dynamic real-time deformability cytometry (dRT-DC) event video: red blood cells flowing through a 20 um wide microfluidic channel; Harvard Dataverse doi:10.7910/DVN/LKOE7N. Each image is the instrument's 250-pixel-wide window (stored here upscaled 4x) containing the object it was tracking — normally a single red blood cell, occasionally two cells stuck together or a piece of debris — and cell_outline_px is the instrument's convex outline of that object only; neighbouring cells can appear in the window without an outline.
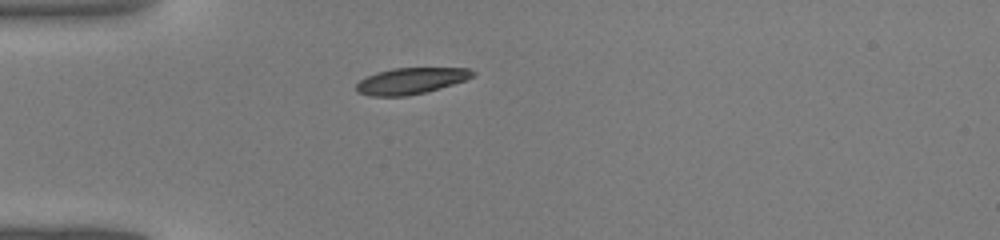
{"species": "common noctule bat (a hibernating species)", "species_latin": "Nyctalus noctula", "temperature_condition": "warm", "stored_images_in_passage": 32, "camera_frame_rate_fps": 3000, "um_per_image_px": 0.085, "animal": {"sex": "male", "body_mass_g": 19.0, "forearm_length_mm": 50.8}, "frame": {"image": 1, "passage_image": 1, "time_ms": 0.0, "image_size_px": [1000, 240], "cell_outline_px": [[476, 72], [472, 76], [464, 80], [440, 88], [408, 96], [368, 96], [356, 92], [356, 84], [360, 80], [376, 72], [392, 68], [468, 68]], "centroid_in_image_um": [34.88, 6.88], "position_along_channel_um": 50.1, "area_um2": 17.74}}
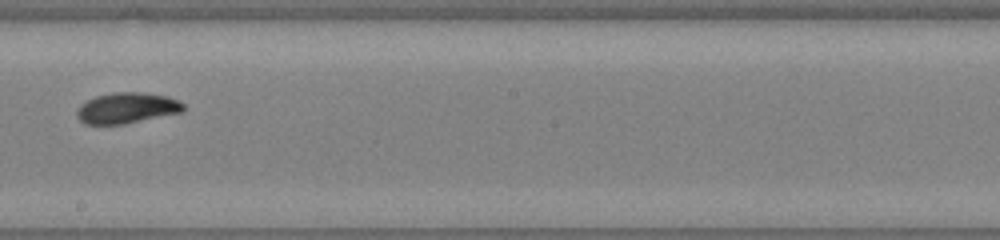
{"frame": {"image": 2, "passage_image": 14, "time_ms": 4.333, "image_size_px": [1000, 240], "cell_outline_px": [[184, 108], [180, 112], [124, 124], [84, 124], [76, 116], [76, 112], [80, 104], [96, 96], [116, 92], [140, 92], [168, 96], [184, 104]], "centroid_in_image_um": [10.74, 9.18], "position_along_channel_um": 237.5, "area_um2": 18.9}}
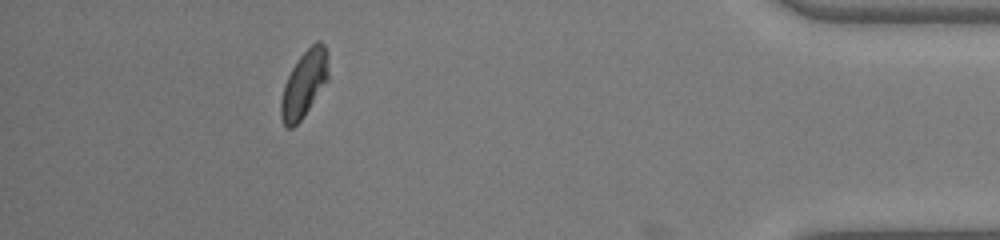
{"frame": {"image": 3, "passage_image": 28, "time_ms": 9.0, "image_size_px": [1000, 240], "cell_outline_px": [[328, 80], [304, 116], [292, 128], [288, 128], [284, 124], [280, 116], [280, 100], [284, 84], [292, 68], [300, 56], [316, 40], [320, 40], [324, 44], [328, 52]], "centroid_in_image_um": [25.86, 7.12], "position_along_channel_um": 409.3, "area_um2": 18.44}}